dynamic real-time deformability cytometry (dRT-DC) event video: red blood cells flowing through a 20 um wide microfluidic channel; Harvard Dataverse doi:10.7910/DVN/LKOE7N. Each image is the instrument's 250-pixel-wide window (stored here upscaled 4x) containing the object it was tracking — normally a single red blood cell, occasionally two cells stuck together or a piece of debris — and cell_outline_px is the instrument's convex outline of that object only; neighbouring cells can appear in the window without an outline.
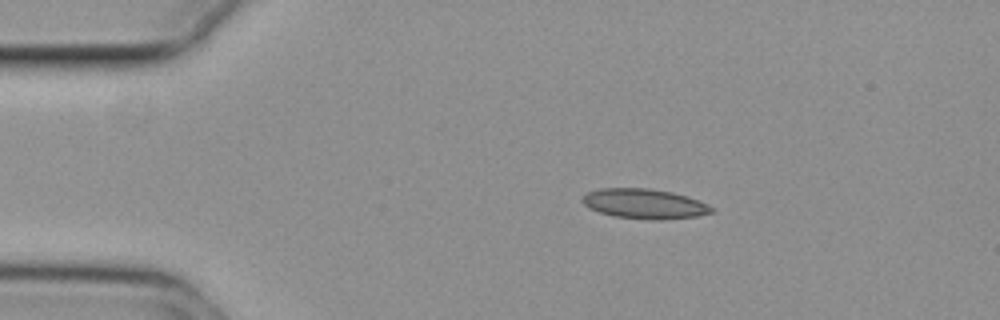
{"species": "common noctule bat (a hibernating species)", "species_latin": "Nyctalus noctula", "temperature_condition": "cold", "stored_images_in_passage": 54, "camera_frame_rate_fps": 3000, "um_per_image_px": 0.085, "animal": {"sex": "female", "body_mass_g": 29.2, "forearm_length_mm": 56.3}, "frame": {"image": 1, "passage_image": 9, "time_ms": 2.667, "image_size_px": [1000, 320], "cell_outline_px": [[716, 208], [712, 212], [696, 216], [664, 220], [652, 220], [612, 216], [588, 208], [580, 200], [588, 192], [600, 188], [648, 188], [672, 192], [688, 196], [708, 204]], "centroid_in_image_um": [54.79, 17.32], "position_along_channel_um": 30.2, "area_um2": 22.66}}
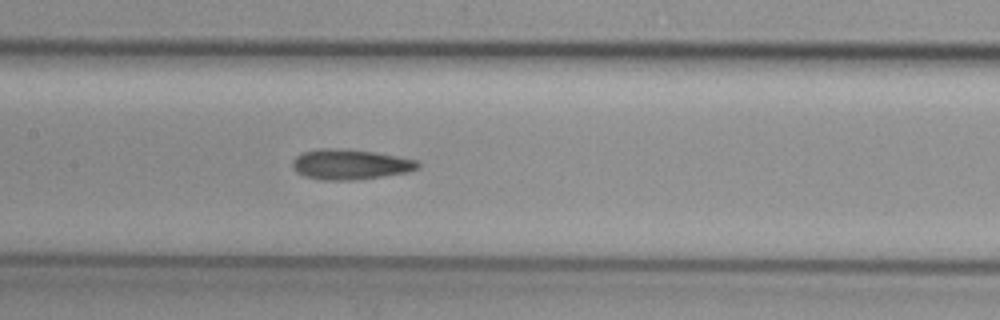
{"frame": {"image": 2, "passage_image": 25, "time_ms": 8.0, "image_size_px": [1000, 320], "cell_outline_px": [[420, 168], [408, 172], [384, 176], [356, 180], [320, 180], [304, 176], [296, 172], [292, 164], [292, 160], [300, 152], [320, 148], [328, 148], [372, 152], [416, 160], [420, 164]], "centroid_in_image_um": [29.72, 13.99], "position_along_channel_um": 177.7, "area_um2": 22.02}}
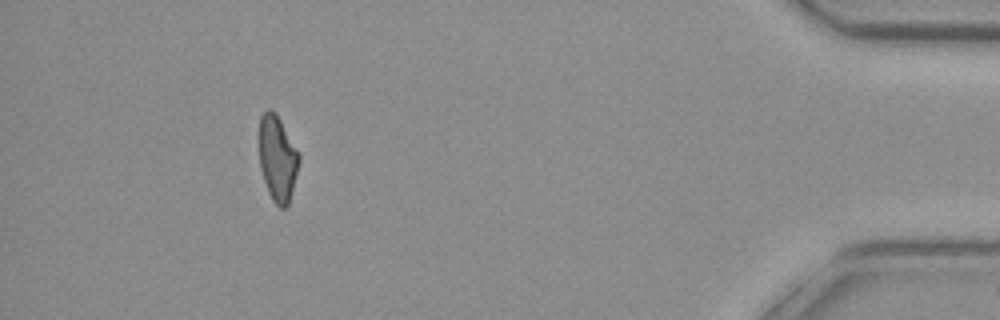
{"frame": {"image": 3, "passage_image": 49, "time_ms": 16.0, "image_size_px": [1000, 320], "cell_outline_px": [[300, 160], [288, 204], [284, 208], [280, 208], [272, 200], [268, 192], [260, 168], [260, 116], [268, 108], [272, 108], [276, 112], [300, 152]], "centroid_in_image_um": [23.6, 13.42], "position_along_channel_um": 411.6, "area_um2": 19.94}, "authors_computed_cell_mechanics": {"area_um2": 21.3282, "velocity_mm_per_s": 3.7359, "shape_relaxation_time_tau1_ms": null, "shape_relaxation_time_tau2_ms": 3.4988, "deformation_change_tau1": null, "deformation_change_tau2": 0.1092}}